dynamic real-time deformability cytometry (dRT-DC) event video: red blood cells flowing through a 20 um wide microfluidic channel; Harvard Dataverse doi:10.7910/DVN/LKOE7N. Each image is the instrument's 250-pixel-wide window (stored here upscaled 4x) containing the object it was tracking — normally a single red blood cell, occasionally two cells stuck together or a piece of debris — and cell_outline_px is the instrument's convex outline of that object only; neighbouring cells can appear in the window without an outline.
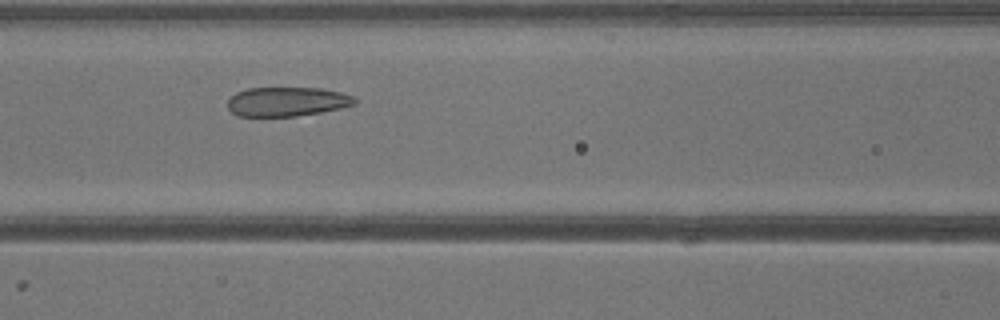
{"species": "common noctule bat (a hibernating species)", "species_latin": "Nyctalus noctula", "temperature_condition": "warm", "stored_images_in_passage": 26, "camera_frame_rate_fps": 3000, "um_per_image_px": 0.085, "animal": {"sex": "male", "body_mass_g": 13.3}, "frame": {"image": 1, "passage_image": 10, "time_ms": 3.0, "image_size_px": [1000, 320], "cell_outline_px": [[356, 104], [340, 108], [320, 112], [296, 116], [236, 116], [228, 108], [228, 100], [236, 92], [248, 88], [320, 88], [340, 92], [352, 96], [356, 100]], "centroid_in_image_um": [24.37, 8.64], "position_along_channel_um": 142.2, "area_um2": 21.56}}
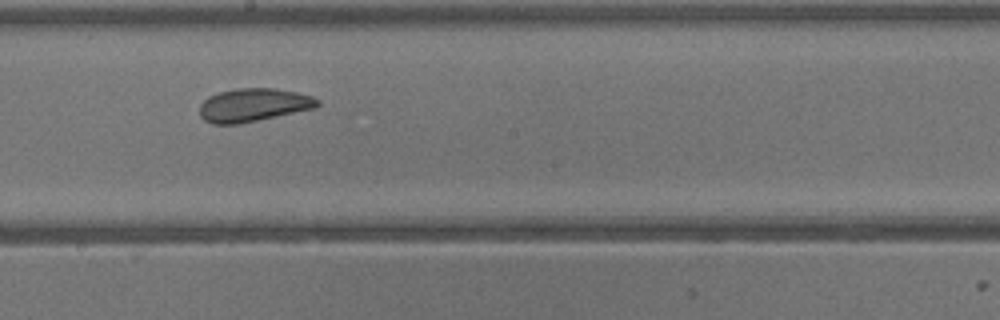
{"frame": {"image": 2, "passage_image": 15, "time_ms": 4.667, "image_size_px": [1000, 320], "cell_outline_px": [[320, 104], [316, 108], [240, 124], [212, 124], [204, 120], [200, 116], [200, 104], [208, 96], [220, 92], [236, 88], [276, 88], [296, 92], [312, 96], [320, 100]], "centroid_in_image_um": [21.55, 8.93], "position_along_channel_um": 226.7, "area_um2": 23.0}}
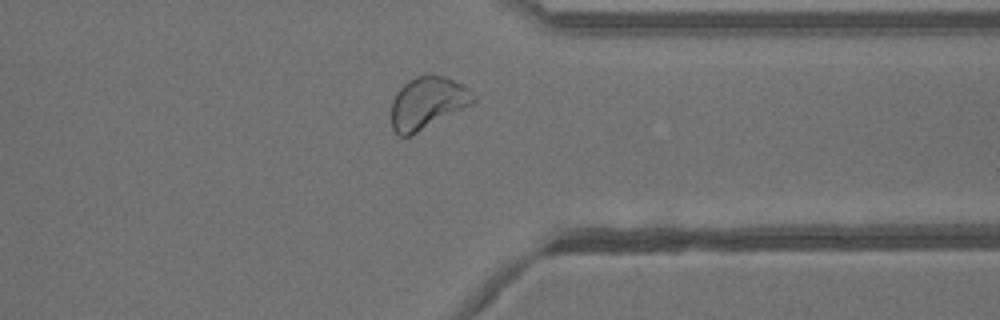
{"frame": {"image": 3, "passage_image": 24, "time_ms": 7.667, "image_size_px": [1000, 320], "cell_outline_px": [[476, 100], [472, 104], [412, 136], [400, 136], [392, 128], [392, 100], [396, 92], [408, 80], [416, 76], [444, 76], [464, 84], [468, 88]], "centroid_in_image_um": [36.33, 8.76], "position_along_channel_um": 375.1, "area_um2": 24.8}}